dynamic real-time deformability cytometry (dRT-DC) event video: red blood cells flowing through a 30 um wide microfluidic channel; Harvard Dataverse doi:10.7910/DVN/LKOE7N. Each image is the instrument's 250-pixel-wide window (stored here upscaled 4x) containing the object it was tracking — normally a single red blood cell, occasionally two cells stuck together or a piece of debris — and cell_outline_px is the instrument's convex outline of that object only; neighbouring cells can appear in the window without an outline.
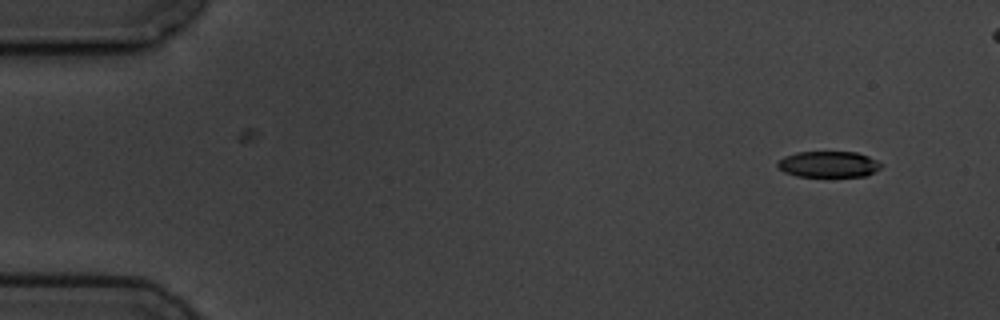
{"species": "common noctule bat (a hibernating species)", "species_latin": "Nyctalus noctula", "temperature_condition": "cold", "stored_images_in_passage": 3, "camera_frame_rate_fps": 3000, "um_per_image_px": 0.085, "animal": {"sex": "male", "body_mass_g": 19.5, "forearm_length_mm": 54.6}, "frame": {"image": 1, "passage_image": 3, "time_ms": 2.667, "image_size_px": [1000, 320], "cell_outline_px": [[880, 168], [868, 176], [796, 176], [784, 172], [776, 164], [784, 156], [796, 152], [856, 152], [868, 156], [876, 160], [880, 164]], "centroid_in_image_um": [70.41, 13.96], "position_along_channel_um": 14.6, "area_um2": 15.61}}